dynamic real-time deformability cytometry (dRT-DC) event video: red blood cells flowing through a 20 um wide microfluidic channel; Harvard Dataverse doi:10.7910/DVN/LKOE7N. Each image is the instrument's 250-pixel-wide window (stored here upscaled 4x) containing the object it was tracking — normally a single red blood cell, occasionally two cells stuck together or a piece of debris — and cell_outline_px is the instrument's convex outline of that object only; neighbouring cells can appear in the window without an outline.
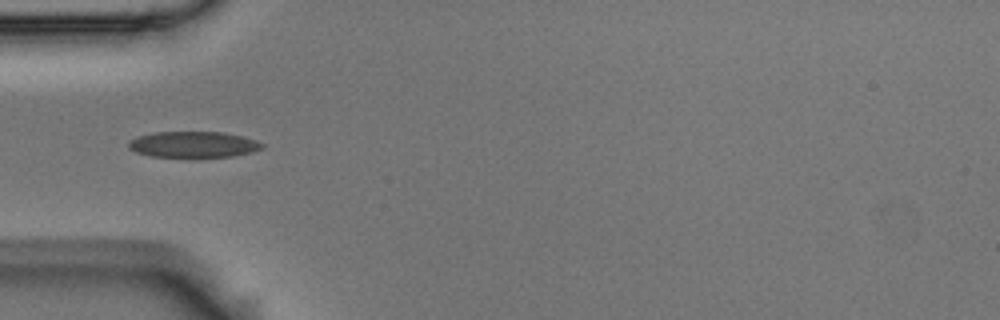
{"species": "Egyptian fruit bat (a non-hibernating species)", "species_latin": "Rousettus aegyptiacus", "temperature_condition": "room temperature", "stored_images_in_passage": 7, "camera_frame_rate_fps": 3000, "um_per_image_px": 0.085, "animal": {"sex": "male"}, "frame": {"image": 1, "passage_image": 5, "time_ms": 1.333, "image_size_px": [1000, 320], "cell_outline_px": [[264, 148], [252, 152], [232, 156], [148, 156], [136, 152], [128, 148], [128, 140], [136, 136], [152, 132], [224, 132], [256, 140], [264, 144]], "centroid_in_image_um": [16.4, 12.26], "position_along_channel_um": 68.6, "area_um2": 20.17}}
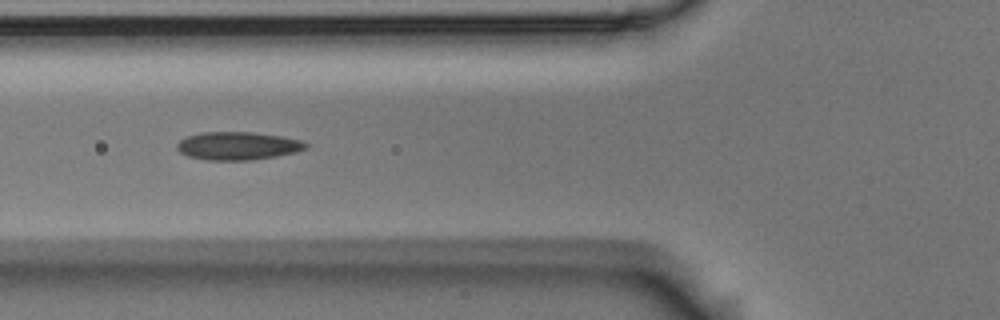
{"frame": {"image": 2, "passage_image": 6, "time_ms": 1.667, "image_size_px": [1000, 320], "cell_outline_px": [[308, 148], [296, 152], [276, 156], [252, 160], [208, 160], [188, 156], [180, 152], [176, 148], [176, 144], [180, 140], [188, 136], [200, 132], [252, 132], [280, 136], [300, 140], [308, 144]], "centroid_in_image_um": [20.2, 12.4], "position_along_channel_um": 105.6, "area_um2": 21.04}}
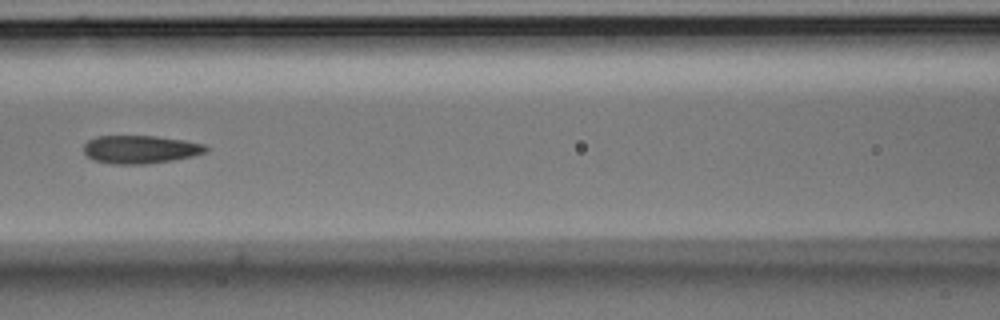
{"frame": {"image": 3, "passage_image": 7, "time_ms": 2.0, "image_size_px": [1000, 320], "cell_outline_px": [[208, 152], [192, 156], [172, 160], [148, 164], [112, 164], [92, 160], [84, 152], [84, 144], [88, 140], [96, 136], [156, 136], [184, 140], [204, 144], [208, 148]], "centroid_in_image_um": [11.92, 12.7], "position_along_channel_um": 154.7, "area_um2": 20.11}}